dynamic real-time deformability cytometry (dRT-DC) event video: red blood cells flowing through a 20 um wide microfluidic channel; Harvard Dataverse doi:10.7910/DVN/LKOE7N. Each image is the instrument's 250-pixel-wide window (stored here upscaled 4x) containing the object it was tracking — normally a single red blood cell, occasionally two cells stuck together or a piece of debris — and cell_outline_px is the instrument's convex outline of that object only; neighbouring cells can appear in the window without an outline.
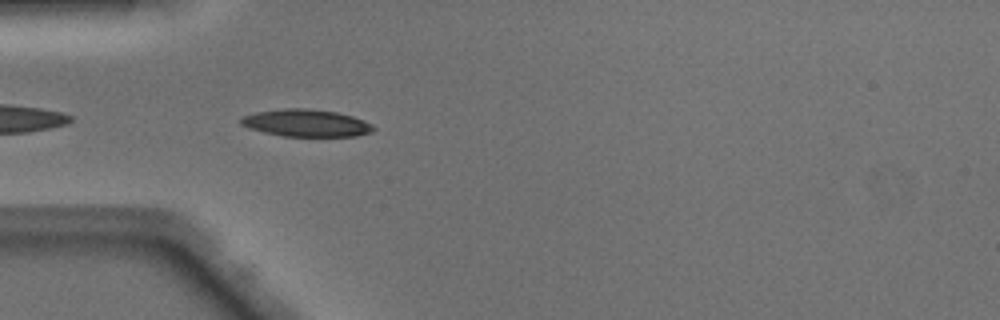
{"species": "Egyptian fruit bat (a non-hibernating species)", "species_latin": "Rousettus aegyptiacus", "temperature_condition": "warm", "stored_images_in_passage": 6, "camera_frame_rate_fps": 3000, "um_per_image_px": 0.085, "animal": {"sex": "male"}, "frame": {"image": 1, "passage_image": 2, "time_ms": 0.333, "image_size_px": [1000, 320], "cell_outline_px": [[376, 128], [372, 132], [356, 136], [284, 136], [264, 132], [248, 128], [240, 124], [240, 120], [244, 116], [256, 112], [284, 108], [304, 108], [336, 112], [352, 116], [364, 120], [372, 124]], "centroid_in_image_um": [26.04, 10.46], "position_along_channel_um": 59.0, "area_um2": 20.98}}